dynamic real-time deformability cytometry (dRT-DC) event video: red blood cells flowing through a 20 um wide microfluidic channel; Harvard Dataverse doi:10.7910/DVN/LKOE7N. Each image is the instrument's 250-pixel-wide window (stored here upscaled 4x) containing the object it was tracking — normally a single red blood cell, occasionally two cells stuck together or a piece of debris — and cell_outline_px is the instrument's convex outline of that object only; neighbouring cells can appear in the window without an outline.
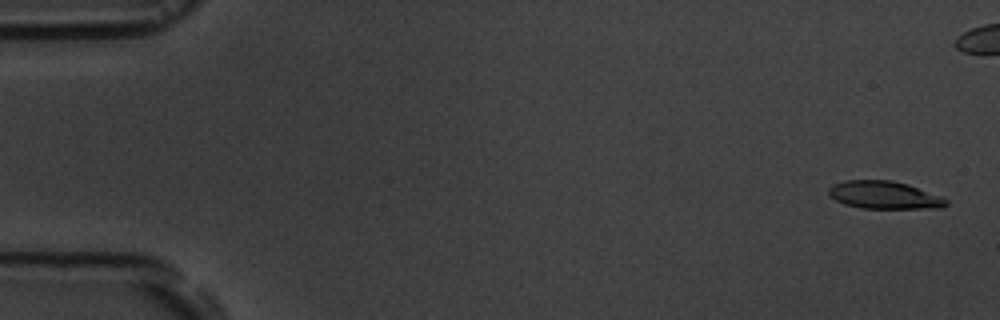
{"species": "common noctule bat (a hibernating species)", "species_latin": "Nyctalus noctula", "temperature_condition": "room temperature", "stored_images_in_passage": 6, "camera_frame_rate_fps": 3000, "um_per_image_px": 0.085, "animal": {"sex": "male", "body_mass_g": 19.5, "forearm_length_mm": 54.6}, "frame": {"image": 1, "passage_image": 1, "time_ms": 0.0, "image_size_px": [1000, 320], "cell_outline_px": [[948, 204], [944, 208], [864, 208], [844, 204], [828, 196], [828, 188], [832, 184], [844, 180], [892, 180], [908, 184], [944, 196], [948, 200]], "centroid_in_image_um": [75.19, 16.57], "position_along_channel_um": 9.8, "area_um2": 19.31}}